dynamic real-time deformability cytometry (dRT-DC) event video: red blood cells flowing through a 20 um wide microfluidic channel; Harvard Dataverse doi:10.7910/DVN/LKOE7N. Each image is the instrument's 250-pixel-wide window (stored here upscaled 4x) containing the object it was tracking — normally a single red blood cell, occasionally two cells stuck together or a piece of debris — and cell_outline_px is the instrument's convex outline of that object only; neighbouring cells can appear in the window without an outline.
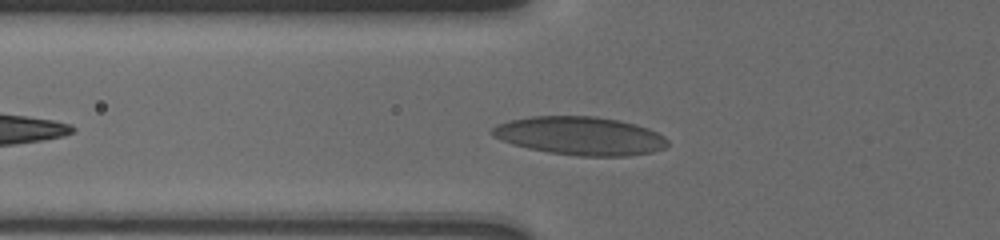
{"species": "human", "species_latin": "Homo sapiens", "temperature_condition": "cold", "stored_images_in_passage": 18, "camera_frame_rate_fps": 3000, "um_per_image_px": 0.085, "donor": {"sex": "male"}, "frame": {"image": 1, "passage_image": 4, "time_ms": 1.667, "image_size_px": [1000, 240], "cell_outline_px": [[668, 144], [664, 148], [652, 152], [624, 156], [576, 156], [548, 152], [528, 148], [512, 144], [500, 140], [492, 136], [492, 128], [496, 124], [508, 120], [532, 116], [596, 116], [616, 120], [648, 128], [664, 136], [668, 140]], "centroid_in_image_um": [49.27, 11.55], "position_along_channel_um": 76.5, "area_um2": 39.19}}
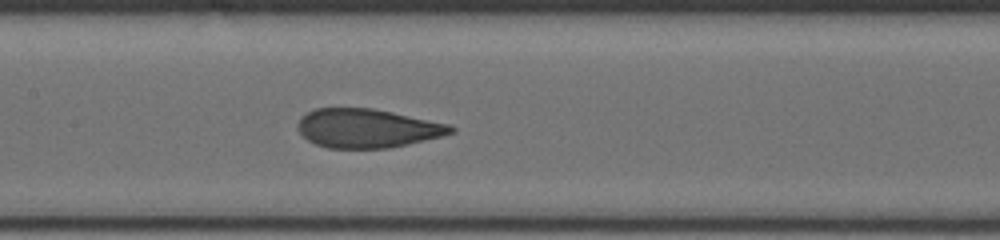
{"frame": {"image": 2, "passage_image": 10, "time_ms": 4.333, "image_size_px": [1000, 240], "cell_outline_px": [[456, 132], [408, 144], [388, 148], [328, 148], [316, 144], [308, 140], [300, 132], [300, 116], [316, 108], [372, 108], [452, 124], [456, 128]], "centroid_in_image_um": [31.27, 10.9], "position_along_channel_um": 176.1, "area_um2": 34.51}}
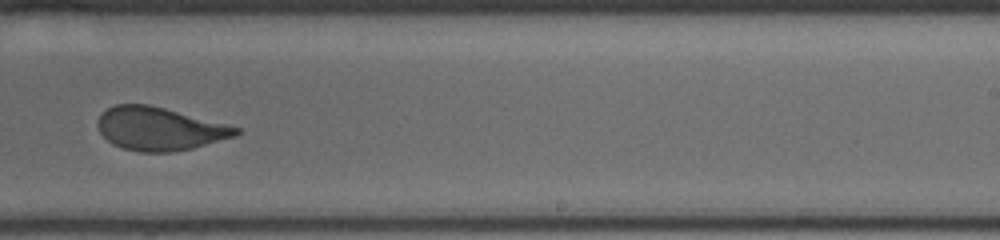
{"frame": {"image": 3, "passage_image": 16, "time_ms": 7.0, "image_size_px": [1000, 240], "cell_outline_px": [[240, 132], [236, 136], [192, 148], [172, 152], [140, 152], [124, 148], [112, 144], [100, 132], [96, 124], [96, 120], [100, 112], [116, 104], [148, 104], [164, 108], [240, 128]], "centroid_in_image_um": [13.5, 10.94], "position_along_channel_um": 275.5, "area_um2": 34.56}}